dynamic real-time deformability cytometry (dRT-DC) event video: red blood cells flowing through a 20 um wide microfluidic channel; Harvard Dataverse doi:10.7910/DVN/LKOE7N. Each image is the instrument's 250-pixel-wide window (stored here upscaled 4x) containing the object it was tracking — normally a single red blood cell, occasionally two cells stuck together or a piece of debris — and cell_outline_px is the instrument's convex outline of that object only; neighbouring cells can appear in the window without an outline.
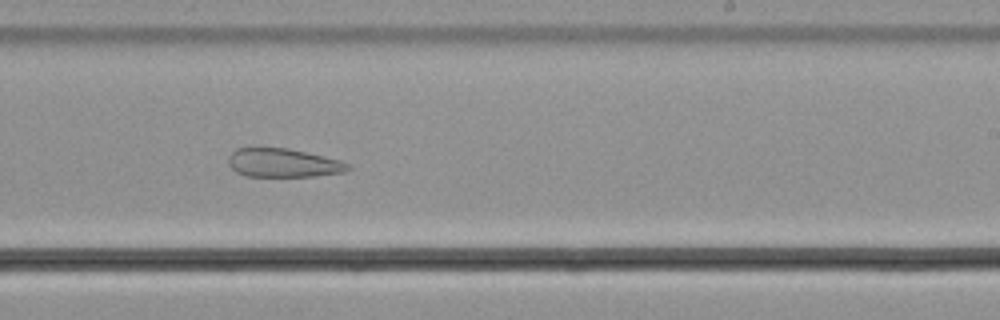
{"species": "common noctule bat (a hibernating species)", "species_latin": "Nyctalus noctula", "temperature_condition": "cold", "stored_images_in_passage": 43, "camera_frame_rate_fps": 3000, "um_per_image_px": 0.085, "animal": {"sex": "male", "body_mass_g": 21.5, "forearm_length_mm": 52.0}, "frame": {"image": 1, "passage_image": 25, "time_ms": 8.0, "image_size_px": [1000, 320], "cell_outline_px": [[352, 168], [344, 172], [316, 176], [248, 176], [236, 172], [228, 164], [228, 156], [236, 148], [288, 148], [340, 160], [348, 164]], "centroid_in_image_um": [24.06, 13.85], "position_along_channel_um": 264.9, "area_um2": 19.88}}